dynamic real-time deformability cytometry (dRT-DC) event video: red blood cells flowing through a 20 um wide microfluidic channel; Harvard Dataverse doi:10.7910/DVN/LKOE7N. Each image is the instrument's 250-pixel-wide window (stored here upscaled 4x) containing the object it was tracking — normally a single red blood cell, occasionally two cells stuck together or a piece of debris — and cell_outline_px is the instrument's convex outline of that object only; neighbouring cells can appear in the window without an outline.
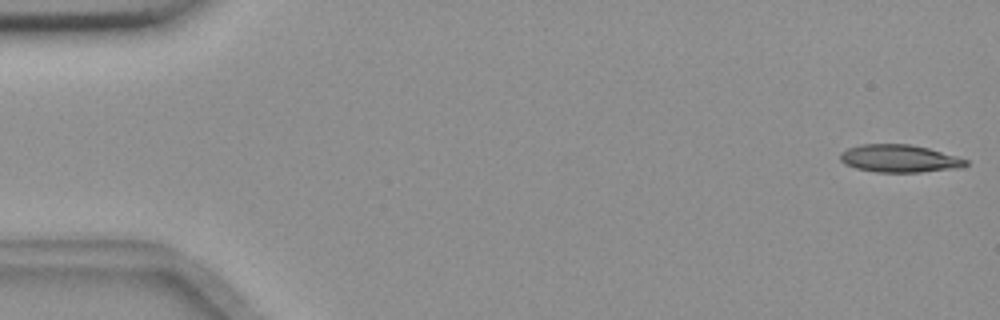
{"species": "common noctule bat (a hibernating species)", "species_latin": "Nyctalus noctula", "temperature_condition": "room temperature", "stored_images_in_passage": 3, "camera_frame_rate_fps": 3000, "um_per_image_px": 0.085, "animal": {"sex": "female", "body_mass_g": 18.4}, "frame": {"image": 1, "passage_image": 1, "time_ms": 0.0, "image_size_px": [1000, 320], "cell_outline_px": [[968, 164], [964, 168], [920, 172], [876, 172], [856, 168], [844, 164], [840, 160], [840, 152], [848, 148], [860, 144], [908, 144], [928, 148], [956, 156], [968, 160]], "centroid_in_image_um": [76.45, 13.48], "position_along_channel_um": 8.5, "area_um2": 20.35}}